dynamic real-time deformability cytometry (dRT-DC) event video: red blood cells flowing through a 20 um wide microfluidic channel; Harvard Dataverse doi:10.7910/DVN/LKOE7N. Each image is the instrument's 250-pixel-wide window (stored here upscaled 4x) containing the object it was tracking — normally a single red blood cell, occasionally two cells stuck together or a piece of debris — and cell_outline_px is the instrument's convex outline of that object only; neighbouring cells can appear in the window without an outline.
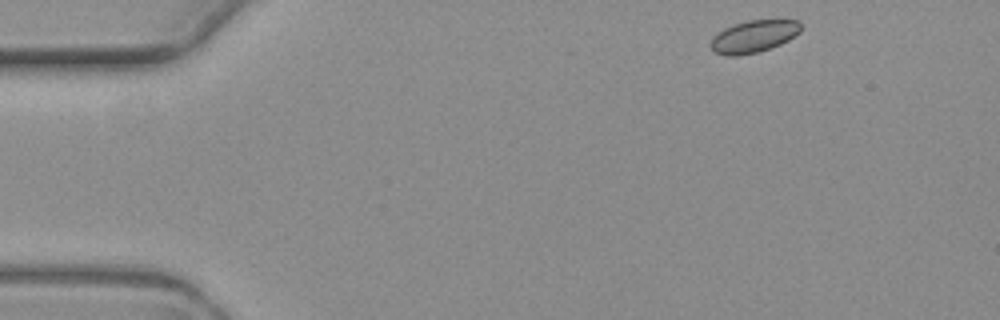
{"species": "common noctule bat (a hibernating species)", "species_latin": "Nyctalus noctula", "temperature_condition": "warm", "stored_images_in_passage": 3, "camera_frame_rate_fps": 3000, "um_per_image_px": 0.085, "animal": {"sex": "female", "body_mass_g": 19.3, "forearm_length_mm": 54.1}, "frame": {"image": 1, "passage_image": 1, "time_ms": 0.0, "image_size_px": [1000, 320], "cell_outline_px": [[800, 32], [788, 40], [780, 44], [756, 52], [736, 56], [724, 56], [716, 52], [708, 44], [712, 36], [724, 28], [748, 20], [800, 20]], "centroid_in_image_um": [64.03, 3.09], "position_along_channel_um": 21.0, "area_um2": 16.82}}
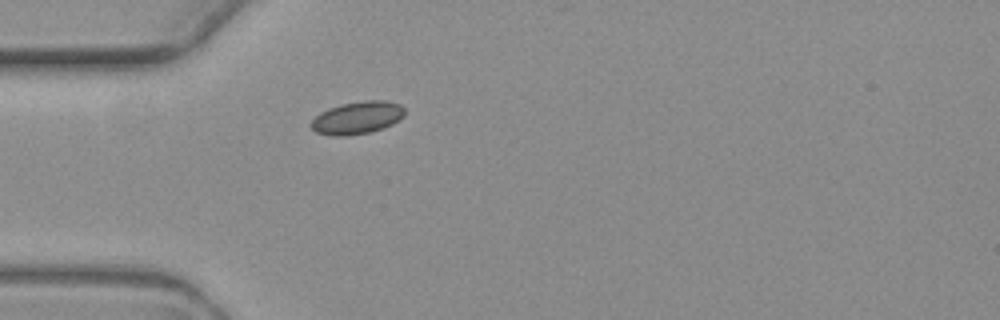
{"frame": {"image": 2, "passage_image": 3, "time_ms": 3.333, "image_size_px": [1000, 320], "cell_outline_px": [[404, 116], [392, 124], [384, 128], [368, 132], [344, 136], [332, 136], [316, 132], [308, 124], [320, 112], [328, 108], [340, 104], [364, 100], [388, 100], [400, 104], [404, 108]], "centroid_in_image_um": [30.36, 9.99], "position_along_channel_um": 54.6, "area_um2": 17.92}}